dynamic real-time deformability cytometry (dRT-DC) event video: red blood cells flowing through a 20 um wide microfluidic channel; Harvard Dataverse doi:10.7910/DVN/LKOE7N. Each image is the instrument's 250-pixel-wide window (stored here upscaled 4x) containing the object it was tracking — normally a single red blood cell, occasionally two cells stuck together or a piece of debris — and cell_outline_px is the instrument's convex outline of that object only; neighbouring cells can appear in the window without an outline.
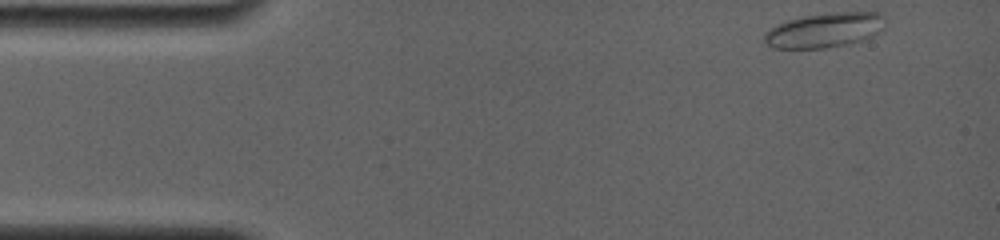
{"species": "common noctule bat (a hibernating species)", "species_latin": "Nyctalus noctula", "temperature_condition": "room temperature", "stored_images_in_passage": 57, "camera_frame_rate_fps": 4000, "um_per_image_px": 0.085, "animal": {"sex": "female", "body_mass_g": 19.0, "forearm_length_mm": 56.7}, "frame": {"image": 1, "passage_image": 1, "time_ms": 0.0, "image_size_px": [1000, 240], "cell_outline_px": [[884, 32], [864, 40], [852, 44], [824, 48], [772, 48], [764, 44], [764, 32], [768, 28], [788, 20], [804, 16], [836, 12], [880, 12], [884, 16]], "centroid_in_image_um": [70.13, 2.57], "position_along_channel_um": 14.9, "area_um2": 24.97}}
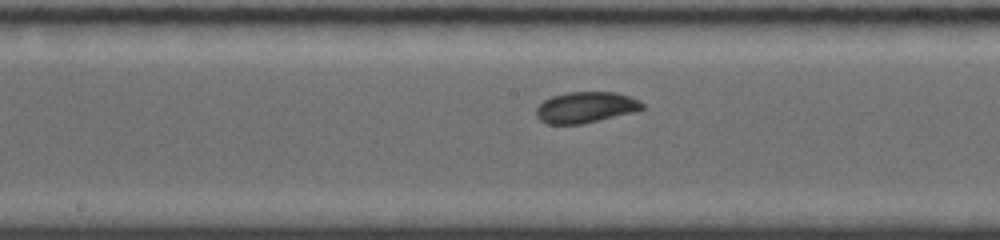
{"frame": {"image": 2, "passage_image": 24, "time_ms": 7.25, "image_size_px": [1000, 240], "cell_outline_px": [[644, 108], [632, 112], [580, 124], [548, 124], [540, 120], [536, 116], [536, 108], [544, 100], [552, 96], [568, 92], [616, 92], [640, 100], [644, 104]], "centroid_in_image_um": [49.76, 9.11], "position_along_channel_um": 198.4, "area_um2": 18.96}}
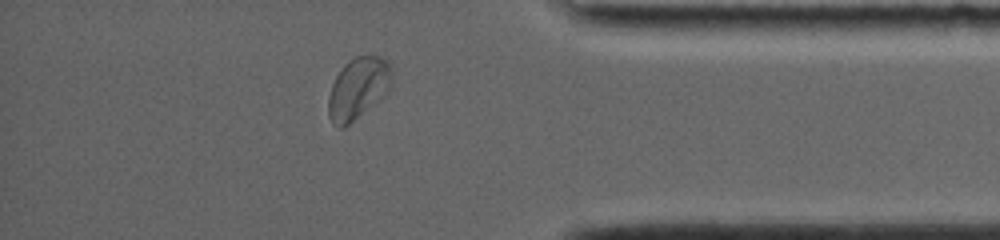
{"frame": {"image": 3, "passage_image": 49, "time_ms": 13.0, "image_size_px": [1000, 240], "cell_outline_px": [[392, 84], [388, 92], [384, 96], [348, 124], [340, 128], [328, 116], [328, 96], [332, 84], [336, 76], [344, 64], [348, 60], [356, 56], [368, 52], [380, 56], [392, 68]], "centroid_in_image_um": [30.46, 7.43], "position_along_channel_um": 404.7, "area_um2": 22.89}, "authors_computed_cell_mechanics": {"area_um2": 19.7676, "velocity_mm_per_s": 3.7698, "shape_relaxation_time_tau1_ms": 3.0516, "shape_relaxation_time_tau2_ms": 7.1059, "deformation_change_tau1": 0.0821, "deformation_change_tau2": 0.0853}}